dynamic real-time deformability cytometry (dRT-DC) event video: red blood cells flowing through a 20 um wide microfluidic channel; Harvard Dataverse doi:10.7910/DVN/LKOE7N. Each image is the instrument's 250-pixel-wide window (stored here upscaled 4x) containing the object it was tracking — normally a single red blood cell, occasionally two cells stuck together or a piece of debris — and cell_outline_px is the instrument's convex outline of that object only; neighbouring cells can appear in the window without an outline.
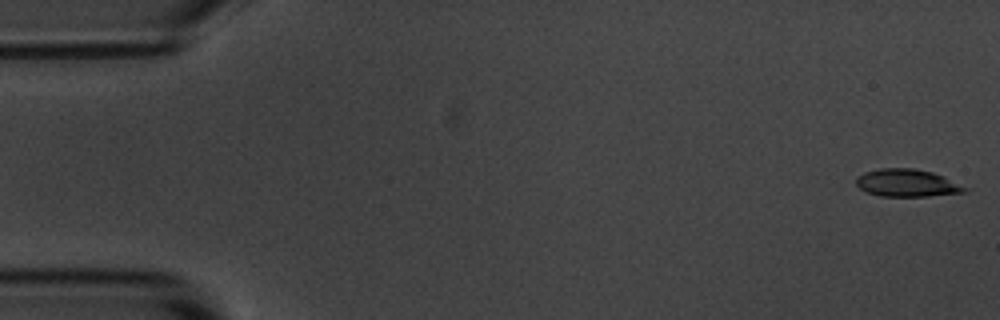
{"species": "common noctule bat (a hibernating species)", "species_latin": "Nyctalus noctula", "temperature_condition": "room temperature", "stored_images_in_passage": 5, "camera_frame_rate_fps": 3000, "um_per_image_px": 0.085, "animal": {"sex": "male", "body_mass_g": 20.1, "forearm_length_mm": 53.5}, "frame": {"image": 1, "passage_image": 1, "time_ms": 0.0, "image_size_px": [1000, 320], "cell_outline_px": [[972, 188], [968, 192], [928, 196], [880, 196], [868, 192], [860, 188], [856, 184], [856, 176], [864, 172], [880, 168], [912, 168], [932, 172]], "centroid_in_image_um": [77.14, 15.55], "position_along_channel_um": 7.9, "area_um2": 17.57}}